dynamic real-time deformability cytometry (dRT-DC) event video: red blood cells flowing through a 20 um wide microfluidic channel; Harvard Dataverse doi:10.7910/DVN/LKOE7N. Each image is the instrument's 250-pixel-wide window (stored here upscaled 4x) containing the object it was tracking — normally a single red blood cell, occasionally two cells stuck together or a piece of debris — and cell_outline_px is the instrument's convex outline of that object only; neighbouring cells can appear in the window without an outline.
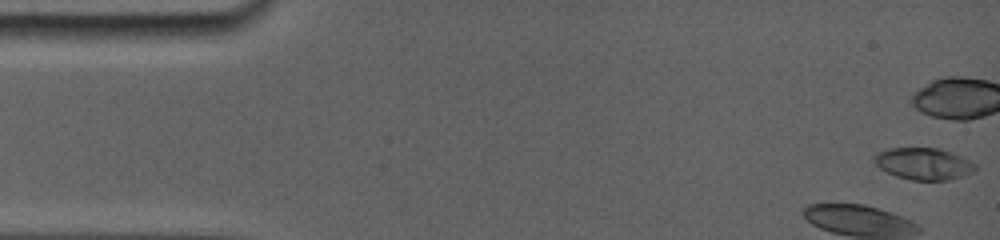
{"species": "common noctule bat (a hibernating species)", "species_latin": "Nyctalus noctula", "temperature_condition": "room temperature", "stored_images_in_passage": 21, "camera_frame_rate_fps": 5000, "um_per_image_px": 0.085, "animal": {"sex": "female", "body_mass_g": 19.0, "forearm_length_mm": 56.7}, "frame": {"image": 1, "passage_image": 1, "time_ms": 0.0, "image_size_px": [1000, 240], "cell_outline_px": [[956, 176], [944, 180], [912, 180], [896, 176], [888, 172], [876, 160], [884, 152], [896, 148], [932, 148], [944, 152], [952, 156]], "centroid_in_image_um": [78.06, 13.92], "position_along_channel_um": 6.9, "area_um2": 14.85}, "authors_computed_cell_mechanics": {"area_um2": 20.1144, "velocity_mm_per_s": 3.8508, "shape_relaxation_time_tau1_ms": 3.2919, "shape_relaxation_time_tau2_ms": null, "deformation_change_tau1": 0.1015, "deformation_change_tau2": null}}